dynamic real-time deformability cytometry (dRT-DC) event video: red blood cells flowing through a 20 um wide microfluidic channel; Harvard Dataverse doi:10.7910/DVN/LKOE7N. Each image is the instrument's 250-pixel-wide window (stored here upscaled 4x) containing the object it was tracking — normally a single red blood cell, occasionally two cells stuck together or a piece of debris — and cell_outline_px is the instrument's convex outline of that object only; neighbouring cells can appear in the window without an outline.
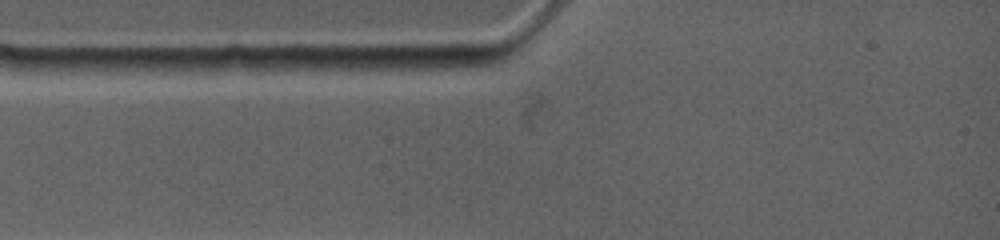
{"species": "common noctule bat (a hibernating species)", "species_latin": "Nyctalus noctula", "temperature_condition": "warm", "stored_images_in_passage": 1, "camera_frame_rate_fps": 4500, "um_per_image_px": 0.085, "animal": {"sex": "female", "body_mass_g": 19.0, "forearm_length_mm": 53.3}, "frame": {"image": 1, "passage_image": 1, "time_ms": 0.0, "image_size_px": [1000, 240], "cell_outline_px": [[260, 72], [192, 76], [160, 76], [124, 68], [124, 64], [128, 60], [228, 56], [244, 56]], "centroid_in_image_um": [16.39, 5.62], "position_along_channel_um": 68.6, "area_um2": 15.09}}